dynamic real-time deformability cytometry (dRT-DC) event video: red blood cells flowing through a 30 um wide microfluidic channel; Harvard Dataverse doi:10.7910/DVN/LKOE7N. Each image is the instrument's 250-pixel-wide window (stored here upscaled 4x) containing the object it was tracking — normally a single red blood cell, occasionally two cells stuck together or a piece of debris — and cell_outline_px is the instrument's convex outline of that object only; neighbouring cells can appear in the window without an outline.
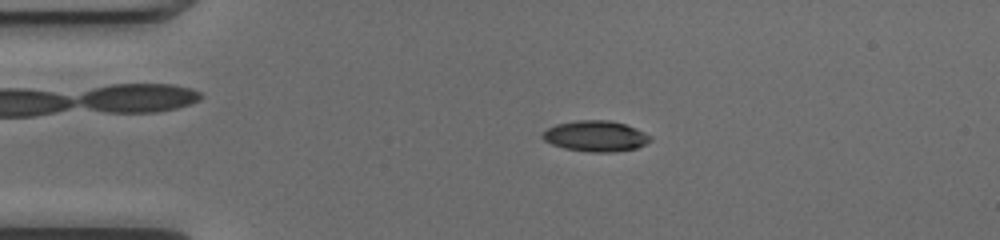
{"species": "common noctule bat (a hibernating species)", "species_latin": "Nyctalus noctula", "temperature_condition": "cold", "stored_images_in_passage": 51, "camera_frame_rate_fps": 3000, "um_per_image_px": 0.085, "animal": {"sex": "female", "body_mass_g": 17.0, "forearm_length_mm": 48.0}, "frame": {"image": 1, "passage_image": 11, "time_ms": 3.333, "image_size_px": [1000, 240], "cell_outline_px": [[652, 140], [636, 148], [616, 152], [588, 152], [564, 148], [552, 144], [544, 140], [540, 136], [548, 128], [556, 124], [580, 120], [608, 120], [624, 124], [644, 132], [652, 136]], "centroid_in_image_um": [50.63, 11.58], "position_along_channel_um": 34.4, "area_um2": 19.25}}
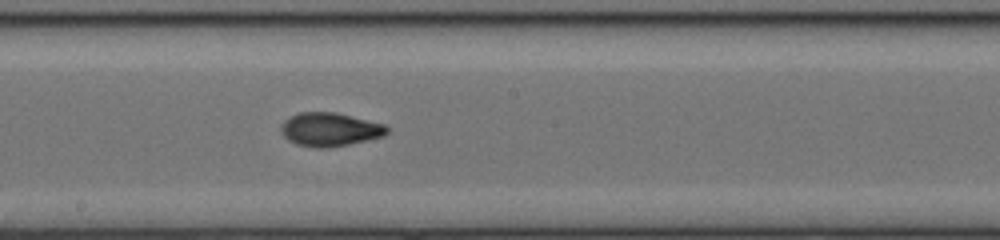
{"frame": {"image": 2, "passage_image": 28, "time_ms": 9.0, "image_size_px": [1000, 240], "cell_outline_px": [[388, 132], [384, 136], [368, 140], [328, 148], [316, 148], [296, 144], [288, 140], [280, 132], [280, 124], [288, 116], [300, 112], [336, 112], [384, 124], [388, 128]], "centroid_in_image_um": [28.0, 11.0], "position_along_channel_um": 220.2, "area_um2": 20.92}}
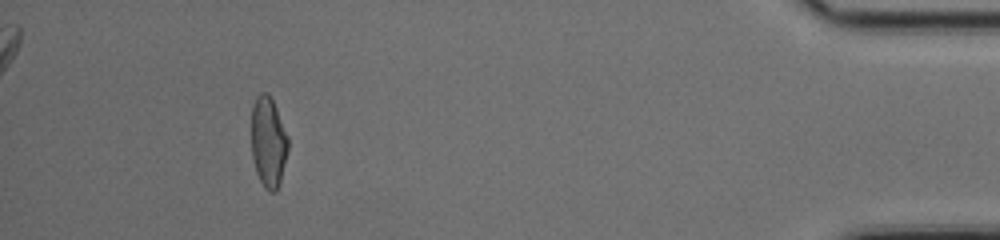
{"frame": {"image": 3, "passage_image": 47, "time_ms": 15.333, "image_size_px": [1000, 240], "cell_outline_px": [[288, 148], [280, 184], [276, 192], [268, 192], [264, 188], [256, 172], [252, 156], [252, 104], [256, 96], [260, 92], [268, 92], [276, 108], [288, 136]], "centroid_in_image_um": [22.81, 12.08], "position_along_channel_um": 412.4, "area_um2": 19.48}, "authors_computed_cell_mechanics": {"area_um2": 19.5942, "velocity_mm_per_s": 4.0497, "shape_relaxation_time_tau1_ms": 4.9225, "shape_relaxation_time_tau2_ms": 1.1482, "deformation_change_tau1": 0.1955, "deformation_change_tau2": 0.059}}